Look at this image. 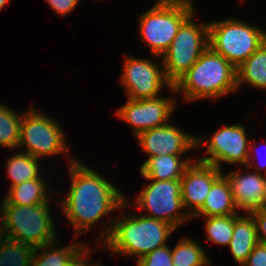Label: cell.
<instances>
[{"mask_svg":"<svg viewBox=\"0 0 266 266\" xmlns=\"http://www.w3.org/2000/svg\"><path fill=\"white\" fill-rule=\"evenodd\" d=\"M154 60L124 56V68L120 83L125 88L127 98L145 100L159 96L162 87L172 84L166 79L163 65ZM162 68V69H161Z\"/></svg>","mask_w":266,"mask_h":266,"instance_id":"11","label":"cell"},{"mask_svg":"<svg viewBox=\"0 0 266 266\" xmlns=\"http://www.w3.org/2000/svg\"><path fill=\"white\" fill-rule=\"evenodd\" d=\"M207 241L229 246L234 230V215L205 217Z\"/></svg>","mask_w":266,"mask_h":266,"instance_id":"26","label":"cell"},{"mask_svg":"<svg viewBox=\"0 0 266 266\" xmlns=\"http://www.w3.org/2000/svg\"><path fill=\"white\" fill-rule=\"evenodd\" d=\"M238 210L226 176L222 173L213 182L203 206L191 218L235 215Z\"/></svg>","mask_w":266,"mask_h":266,"instance_id":"17","label":"cell"},{"mask_svg":"<svg viewBox=\"0 0 266 266\" xmlns=\"http://www.w3.org/2000/svg\"><path fill=\"white\" fill-rule=\"evenodd\" d=\"M203 143L207 145L208 156L197 158V160L214 165L220 170H222V162L246 166L247 160L254 157L253 142L248 141L245 127L240 123L223 125Z\"/></svg>","mask_w":266,"mask_h":266,"instance_id":"10","label":"cell"},{"mask_svg":"<svg viewBox=\"0 0 266 266\" xmlns=\"http://www.w3.org/2000/svg\"><path fill=\"white\" fill-rule=\"evenodd\" d=\"M23 113L19 114L6 105H0V145L5 148H18L20 124Z\"/></svg>","mask_w":266,"mask_h":266,"instance_id":"25","label":"cell"},{"mask_svg":"<svg viewBox=\"0 0 266 266\" xmlns=\"http://www.w3.org/2000/svg\"><path fill=\"white\" fill-rule=\"evenodd\" d=\"M240 171L225 175L237 208L250 213L266 207V175L254 170L243 174Z\"/></svg>","mask_w":266,"mask_h":266,"instance_id":"15","label":"cell"},{"mask_svg":"<svg viewBox=\"0 0 266 266\" xmlns=\"http://www.w3.org/2000/svg\"><path fill=\"white\" fill-rule=\"evenodd\" d=\"M90 248L82 245L69 259L67 266H102L99 262H95V264H91L89 261L90 256ZM88 257V258H87ZM90 262V264H89Z\"/></svg>","mask_w":266,"mask_h":266,"instance_id":"29","label":"cell"},{"mask_svg":"<svg viewBox=\"0 0 266 266\" xmlns=\"http://www.w3.org/2000/svg\"><path fill=\"white\" fill-rule=\"evenodd\" d=\"M184 237L171 250L173 266H205L210 259L205 250L192 238Z\"/></svg>","mask_w":266,"mask_h":266,"instance_id":"24","label":"cell"},{"mask_svg":"<svg viewBox=\"0 0 266 266\" xmlns=\"http://www.w3.org/2000/svg\"><path fill=\"white\" fill-rule=\"evenodd\" d=\"M169 90L174 94L182 91L184 100L188 102L202 98L217 99L237 91V69L208 46Z\"/></svg>","mask_w":266,"mask_h":266,"instance_id":"3","label":"cell"},{"mask_svg":"<svg viewBox=\"0 0 266 266\" xmlns=\"http://www.w3.org/2000/svg\"><path fill=\"white\" fill-rule=\"evenodd\" d=\"M55 13L61 16L68 15L78 5L80 0H45Z\"/></svg>","mask_w":266,"mask_h":266,"instance_id":"30","label":"cell"},{"mask_svg":"<svg viewBox=\"0 0 266 266\" xmlns=\"http://www.w3.org/2000/svg\"><path fill=\"white\" fill-rule=\"evenodd\" d=\"M209 46L236 69L266 41V32L234 18L208 22Z\"/></svg>","mask_w":266,"mask_h":266,"instance_id":"6","label":"cell"},{"mask_svg":"<svg viewBox=\"0 0 266 266\" xmlns=\"http://www.w3.org/2000/svg\"><path fill=\"white\" fill-rule=\"evenodd\" d=\"M114 220L109 217V222L100 232L97 241L110 252L118 255L134 257L138 260L156 248L163 247L166 240L176 228L162 220H157L145 215L125 214ZM119 218V219H118ZM104 239V240H103Z\"/></svg>","mask_w":266,"mask_h":266,"instance_id":"2","label":"cell"},{"mask_svg":"<svg viewBox=\"0 0 266 266\" xmlns=\"http://www.w3.org/2000/svg\"><path fill=\"white\" fill-rule=\"evenodd\" d=\"M30 108L21 120L18 147L25 146L24 152L38 159L61 153L69 155L62 126L33 106Z\"/></svg>","mask_w":266,"mask_h":266,"instance_id":"8","label":"cell"},{"mask_svg":"<svg viewBox=\"0 0 266 266\" xmlns=\"http://www.w3.org/2000/svg\"><path fill=\"white\" fill-rule=\"evenodd\" d=\"M194 15L180 26L172 44L161 56L165 77L172 85L197 62L209 46L208 22L195 23Z\"/></svg>","mask_w":266,"mask_h":266,"instance_id":"7","label":"cell"},{"mask_svg":"<svg viewBox=\"0 0 266 266\" xmlns=\"http://www.w3.org/2000/svg\"><path fill=\"white\" fill-rule=\"evenodd\" d=\"M253 159H248L247 160V164L246 166H244V168L246 170H249L250 168H253L254 171H256L257 173H262L261 171L264 172V175H266V163H263V165H259L257 166L256 164L253 163Z\"/></svg>","mask_w":266,"mask_h":266,"instance_id":"32","label":"cell"},{"mask_svg":"<svg viewBox=\"0 0 266 266\" xmlns=\"http://www.w3.org/2000/svg\"><path fill=\"white\" fill-rule=\"evenodd\" d=\"M137 266H173L171 249L168 245L156 248L137 260Z\"/></svg>","mask_w":266,"mask_h":266,"instance_id":"27","label":"cell"},{"mask_svg":"<svg viewBox=\"0 0 266 266\" xmlns=\"http://www.w3.org/2000/svg\"><path fill=\"white\" fill-rule=\"evenodd\" d=\"M183 155H158L147 158L140 167V172L145 179L153 180H180L185 169L195 159L184 158Z\"/></svg>","mask_w":266,"mask_h":266,"instance_id":"18","label":"cell"},{"mask_svg":"<svg viewBox=\"0 0 266 266\" xmlns=\"http://www.w3.org/2000/svg\"><path fill=\"white\" fill-rule=\"evenodd\" d=\"M192 0H158L139 17V36L160 58L172 44L180 26L195 10Z\"/></svg>","mask_w":266,"mask_h":266,"instance_id":"5","label":"cell"},{"mask_svg":"<svg viewBox=\"0 0 266 266\" xmlns=\"http://www.w3.org/2000/svg\"><path fill=\"white\" fill-rule=\"evenodd\" d=\"M144 185L142 192L135 200V207L146 210L145 216L165 221L176 229L185 221H190V215L182 204L180 180H153ZM183 211V212H182Z\"/></svg>","mask_w":266,"mask_h":266,"instance_id":"9","label":"cell"},{"mask_svg":"<svg viewBox=\"0 0 266 266\" xmlns=\"http://www.w3.org/2000/svg\"><path fill=\"white\" fill-rule=\"evenodd\" d=\"M57 243V244H56ZM58 242L36 247L31 266H67L71 256L83 245L81 242L72 243L57 248ZM38 250H40L38 255Z\"/></svg>","mask_w":266,"mask_h":266,"instance_id":"23","label":"cell"},{"mask_svg":"<svg viewBox=\"0 0 266 266\" xmlns=\"http://www.w3.org/2000/svg\"><path fill=\"white\" fill-rule=\"evenodd\" d=\"M39 159L28 153H17L10 157L7 161L6 173L11 180L9 187L40 178Z\"/></svg>","mask_w":266,"mask_h":266,"instance_id":"21","label":"cell"},{"mask_svg":"<svg viewBox=\"0 0 266 266\" xmlns=\"http://www.w3.org/2000/svg\"><path fill=\"white\" fill-rule=\"evenodd\" d=\"M256 224L258 242L266 245V207L250 212Z\"/></svg>","mask_w":266,"mask_h":266,"instance_id":"28","label":"cell"},{"mask_svg":"<svg viewBox=\"0 0 266 266\" xmlns=\"http://www.w3.org/2000/svg\"><path fill=\"white\" fill-rule=\"evenodd\" d=\"M177 100L155 97L145 100L127 98L126 104L116 111L117 117L129 123L135 138L142 132L167 124L174 112Z\"/></svg>","mask_w":266,"mask_h":266,"instance_id":"12","label":"cell"},{"mask_svg":"<svg viewBox=\"0 0 266 266\" xmlns=\"http://www.w3.org/2000/svg\"><path fill=\"white\" fill-rule=\"evenodd\" d=\"M136 139L144 154L150 158L158 155H183L191 149L198 148L204 138L185 133L168 122L140 133Z\"/></svg>","mask_w":266,"mask_h":266,"instance_id":"13","label":"cell"},{"mask_svg":"<svg viewBox=\"0 0 266 266\" xmlns=\"http://www.w3.org/2000/svg\"><path fill=\"white\" fill-rule=\"evenodd\" d=\"M36 247L5 236L0 238V266H31Z\"/></svg>","mask_w":266,"mask_h":266,"instance_id":"22","label":"cell"},{"mask_svg":"<svg viewBox=\"0 0 266 266\" xmlns=\"http://www.w3.org/2000/svg\"><path fill=\"white\" fill-rule=\"evenodd\" d=\"M42 179V177L35 178L10 187L2 204L25 206L49 203L46 187L48 185H45V180Z\"/></svg>","mask_w":266,"mask_h":266,"instance_id":"19","label":"cell"},{"mask_svg":"<svg viewBox=\"0 0 266 266\" xmlns=\"http://www.w3.org/2000/svg\"><path fill=\"white\" fill-rule=\"evenodd\" d=\"M11 0H0V10L5 7V5Z\"/></svg>","mask_w":266,"mask_h":266,"instance_id":"33","label":"cell"},{"mask_svg":"<svg viewBox=\"0 0 266 266\" xmlns=\"http://www.w3.org/2000/svg\"><path fill=\"white\" fill-rule=\"evenodd\" d=\"M242 266H266V245L258 243Z\"/></svg>","mask_w":266,"mask_h":266,"instance_id":"31","label":"cell"},{"mask_svg":"<svg viewBox=\"0 0 266 266\" xmlns=\"http://www.w3.org/2000/svg\"><path fill=\"white\" fill-rule=\"evenodd\" d=\"M245 82L266 89V41L237 68V89Z\"/></svg>","mask_w":266,"mask_h":266,"instance_id":"20","label":"cell"},{"mask_svg":"<svg viewBox=\"0 0 266 266\" xmlns=\"http://www.w3.org/2000/svg\"><path fill=\"white\" fill-rule=\"evenodd\" d=\"M70 159L71 187L61 207L77 237L109 212L125 209L130 204L126 196L96 170L74 157Z\"/></svg>","mask_w":266,"mask_h":266,"instance_id":"1","label":"cell"},{"mask_svg":"<svg viewBox=\"0 0 266 266\" xmlns=\"http://www.w3.org/2000/svg\"><path fill=\"white\" fill-rule=\"evenodd\" d=\"M258 243L253 216L250 213H245V216L235 214L234 230L229 243L234 260L242 266Z\"/></svg>","mask_w":266,"mask_h":266,"instance_id":"16","label":"cell"},{"mask_svg":"<svg viewBox=\"0 0 266 266\" xmlns=\"http://www.w3.org/2000/svg\"><path fill=\"white\" fill-rule=\"evenodd\" d=\"M223 173L214 165L195 160L185 169L181 181L184 209L192 217L204 204L213 182Z\"/></svg>","mask_w":266,"mask_h":266,"instance_id":"14","label":"cell"},{"mask_svg":"<svg viewBox=\"0 0 266 266\" xmlns=\"http://www.w3.org/2000/svg\"><path fill=\"white\" fill-rule=\"evenodd\" d=\"M0 206V228L3 236L34 247L58 241L49 203Z\"/></svg>","mask_w":266,"mask_h":266,"instance_id":"4","label":"cell"}]
</instances>
